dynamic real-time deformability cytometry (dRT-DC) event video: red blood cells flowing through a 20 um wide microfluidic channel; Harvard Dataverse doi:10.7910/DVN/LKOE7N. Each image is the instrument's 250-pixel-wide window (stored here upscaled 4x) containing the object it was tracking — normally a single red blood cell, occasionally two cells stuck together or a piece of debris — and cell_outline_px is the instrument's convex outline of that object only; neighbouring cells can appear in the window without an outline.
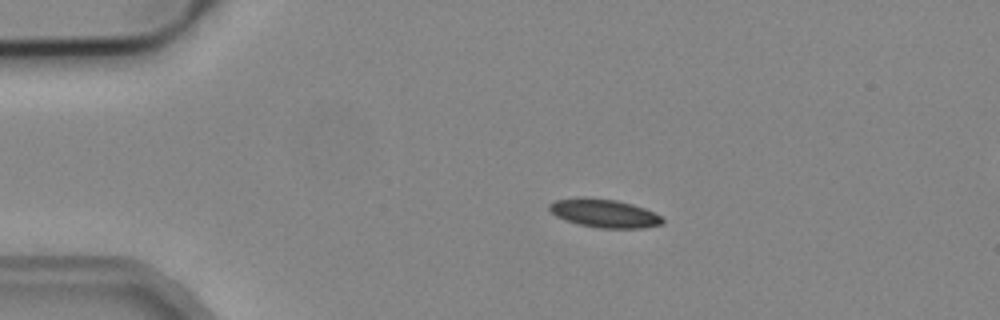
{"species": "common noctule bat (a hibernating species)", "species_latin": "Nyctalus noctula", "temperature_condition": "cold", "stored_images_in_passage": 3, "camera_frame_rate_fps": 3000, "um_per_image_px": 0.085, "animal": {"sex": "male", "body_mass_g": 19.2, "forearm_length_mm": 51.8}, "frame": {"image": 1, "passage_image": 1, "time_ms": 0.0, "image_size_px": [1000, 320], "cell_outline_px": [[664, 224], [644, 228], [600, 228], [580, 224], [556, 216], [548, 208], [548, 204], [556, 200], [580, 196], [584, 196], [616, 200], [632, 204], [644, 208], [660, 216], [664, 220]], "centroid_in_image_um": [51.36, 18.11], "position_along_channel_um": 33.6, "area_um2": 18.73}}